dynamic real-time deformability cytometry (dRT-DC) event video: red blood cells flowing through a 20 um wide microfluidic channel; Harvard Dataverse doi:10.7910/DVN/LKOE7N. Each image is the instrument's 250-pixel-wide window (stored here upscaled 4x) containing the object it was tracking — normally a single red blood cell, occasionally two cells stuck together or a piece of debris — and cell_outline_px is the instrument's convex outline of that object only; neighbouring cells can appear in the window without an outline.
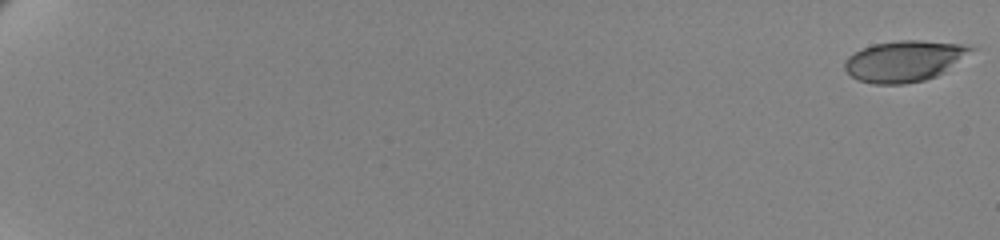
{"species": "human", "species_latin": "Homo sapiens", "temperature_condition": "cold", "stored_images_in_passage": 63, "camera_frame_rate_fps": 3000, "um_per_image_px": 0.085, "donor": {"sex": "female"}, "frame": {"image": 1, "passage_image": 1, "time_ms": 0.0, "image_size_px": [1000, 240], "cell_outline_px": [[976, 48], [936, 76], [924, 80], [904, 84], [876, 84], [860, 80], [852, 76], [844, 68], [844, 60], [848, 56], [872, 44], [900, 40], [920, 40], [960, 44]], "centroid_in_image_um": [76.82, 5.18], "position_along_channel_um": 8.2, "area_um2": 29.59}}
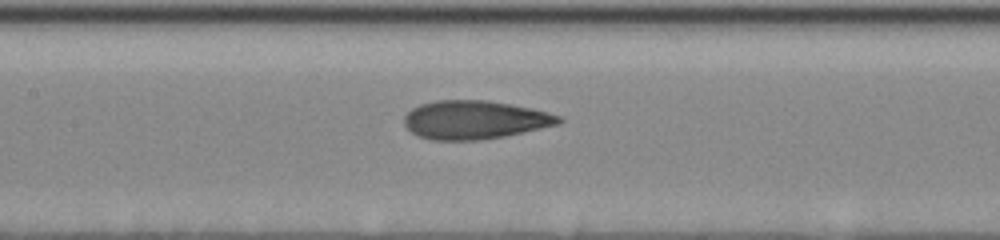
{"frame": {"image": 2, "passage_image": 35, "time_ms": 11.333, "image_size_px": [1000, 240], "cell_outline_px": [[564, 120], [560, 124], [524, 132], [504, 136], [480, 140], [432, 140], [420, 136], [412, 132], [404, 124], [404, 116], [412, 108], [420, 104], [436, 100], [488, 100], [532, 108], [560, 116]], "centroid_in_image_um": [40.36, 10.18], "position_along_channel_um": 167.0, "area_um2": 34.68}}
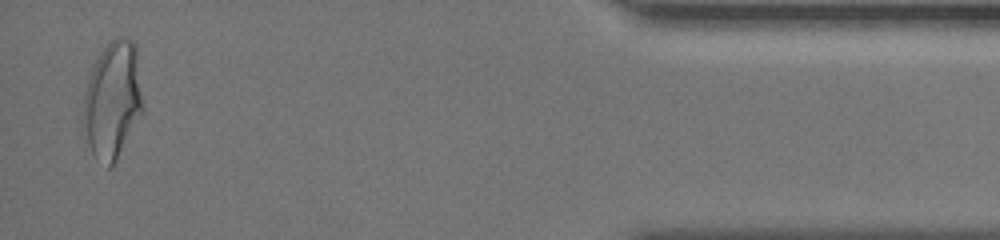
{"frame": {"image": 3, "passage_image": 62, "time_ms": 20.333, "image_size_px": [1000, 240], "cell_outline_px": [[144, 112], [112, 168], [108, 168], [92, 152], [88, 144], [80, 120], [80, 116], [84, 92], [92, 68], [100, 52], [116, 36], [120, 36], [132, 40], [136, 44], [144, 108]], "centroid_in_image_um": [9.57, 8.52], "position_along_channel_um": 425.6, "area_um2": 41.5}, "authors_computed_cell_mechanics": {"area_um2": 33.7552, "velocity_mm_per_s": 3.4573, "shape_relaxation_time_tau1_ms": 5.2191, "shape_relaxation_time_tau2_ms": 1.215, "deformation_change_tau1": 0.1954, "deformation_change_tau2": 0.087}}